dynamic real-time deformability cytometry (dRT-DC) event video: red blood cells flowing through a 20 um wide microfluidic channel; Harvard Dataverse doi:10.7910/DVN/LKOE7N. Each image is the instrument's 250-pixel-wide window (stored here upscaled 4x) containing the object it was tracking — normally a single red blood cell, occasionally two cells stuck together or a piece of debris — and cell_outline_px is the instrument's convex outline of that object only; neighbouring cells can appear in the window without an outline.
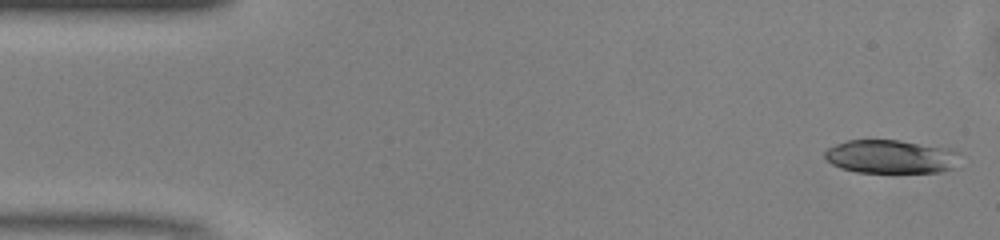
{"species": "common noctule bat (a hibernating species)", "species_latin": "Nyctalus noctula", "temperature_condition": "warm", "stored_images_in_passage": 48, "camera_frame_rate_fps": 3000, "um_per_image_px": 0.085, "animal": {"sex": "male", "body_mass_g": 13.0, "forearm_length_mm": 53.1}, "frame": {"image": 1, "passage_image": 1, "time_ms": 0.0, "image_size_px": [1000, 240], "cell_outline_px": [[960, 152], [956, 168], [940, 172], [856, 172], [840, 168], [832, 164], [824, 156], [824, 152], [828, 148], [836, 144], [848, 140], [900, 140], [952, 148]], "centroid_in_image_um": [75.78, 13.31], "position_along_channel_um": 9.2, "area_um2": 26.7}}